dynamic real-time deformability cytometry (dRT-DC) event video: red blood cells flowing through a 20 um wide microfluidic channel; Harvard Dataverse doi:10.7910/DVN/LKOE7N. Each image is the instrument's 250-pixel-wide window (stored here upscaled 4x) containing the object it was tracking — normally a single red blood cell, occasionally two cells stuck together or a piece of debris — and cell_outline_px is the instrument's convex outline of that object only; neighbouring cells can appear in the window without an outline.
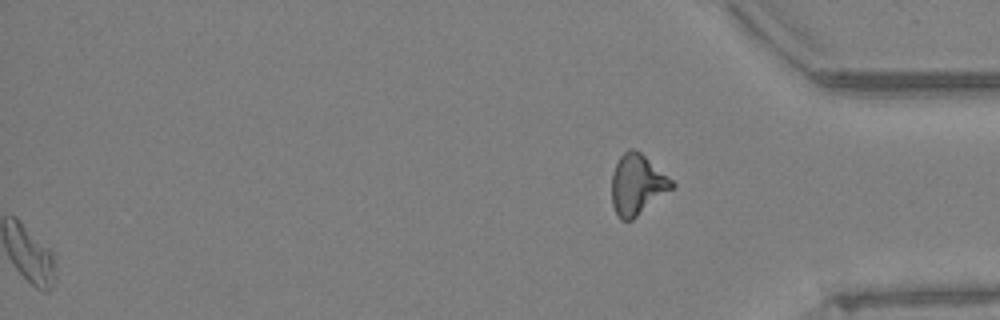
{"species": "Egyptian fruit bat (a non-hibernating species)", "species_latin": "Rousettus aegyptiacus", "temperature_condition": "warm", "stored_images_in_passage": 63, "segment_of_instrument_passage": [2, 2], "camera_frame_rate_fps": 3000, "um_per_image_px": 0.085, "animal": {"sex": "female"}, "frame": {"image": 1, "passage_image": 63, "time_ms": 20.667, "image_size_px": [1000, 320], "cell_outline_px": [[676, 184], [672, 188], [632, 220], [620, 220], [612, 204], [612, 172], [620, 156], [628, 148], [632, 148], [640, 152], [672, 180]], "centroid_in_image_um": [54.13, 15.68], "position_along_channel_um": 381.1, "area_um2": 20.81}}